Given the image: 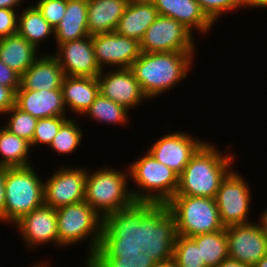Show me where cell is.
Masks as SVG:
<instances>
[{
	"instance_id": "6da1fadb",
	"label": "cell",
	"mask_w": 267,
	"mask_h": 267,
	"mask_svg": "<svg viewBox=\"0 0 267 267\" xmlns=\"http://www.w3.org/2000/svg\"><path fill=\"white\" fill-rule=\"evenodd\" d=\"M127 175L109 168L87 172L84 201L121 237L147 235L150 217L134 201Z\"/></svg>"
},
{
	"instance_id": "7a4b0ae2",
	"label": "cell",
	"mask_w": 267,
	"mask_h": 267,
	"mask_svg": "<svg viewBox=\"0 0 267 267\" xmlns=\"http://www.w3.org/2000/svg\"><path fill=\"white\" fill-rule=\"evenodd\" d=\"M56 217L60 247L92 236L85 263L106 266L115 262L121 236L87 202L58 208Z\"/></svg>"
},
{
	"instance_id": "3957f363",
	"label": "cell",
	"mask_w": 267,
	"mask_h": 267,
	"mask_svg": "<svg viewBox=\"0 0 267 267\" xmlns=\"http://www.w3.org/2000/svg\"><path fill=\"white\" fill-rule=\"evenodd\" d=\"M224 228L214 198L175 195L150 218L147 234L193 237Z\"/></svg>"
},
{
	"instance_id": "277c9868",
	"label": "cell",
	"mask_w": 267,
	"mask_h": 267,
	"mask_svg": "<svg viewBox=\"0 0 267 267\" xmlns=\"http://www.w3.org/2000/svg\"><path fill=\"white\" fill-rule=\"evenodd\" d=\"M140 190H131L138 206L151 218L176 194L179 175L157 161L148 151L128 168ZM147 192H144V191ZM150 191V192H149Z\"/></svg>"
},
{
	"instance_id": "5b68a950",
	"label": "cell",
	"mask_w": 267,
	"mask_h": 267,
	"mask_svg": "<svg viewBox=\"0 0 267 267\" xmlns=\"http://www.w3.org/2000/svg\"><path fill=\"white\" fill-rule=\"evenodd\" d=\"M193 53L141 52L130 69L148 100L168 91L188 75L193 61Z\"/></svg>"
},
{
	"instance_id": "8992f818",
	"label": "cell",
	"mask_w": 267,
	"mask_h": 267,
	"mask_svg": "<svg viewBox=\"0 0 267 267\" xmlns=\"http://www.w3.org/2000/svg\"><path fill=\"white\" fill-rule=\"evenodd\" d=\"M232 160V155L225 156L205 142L179 175L175 195L215 198L221 182L231 171Z\"/></svg>"
},
{
	"instance_id": "52a82bcc",
	"label": "cell",
	"mask_w": 267,
	"mask_h": 267,
	"mask_svg": "<svg viewBox=\"0 0 267 267\" xmlns=\"http://www.w3.org/2000/svg\"><path fill=\"white\" fill-rule=\"evenodd\" d=\"M4 221L16 223L44 205V182L33 167L6 168Z\"/></svg>"
},
{
	"instance_id": "ba28073f",
	"label": "cell",
	"mask_w": 267,
	"mask_h": 267,
	"mask_svg": "<svg viewBox=\"0 0 267 267\" xmlns=\"http://www.w3.org/2000/svg\"><path fill=\"white\" fill-rule=\"evenodd\" d=\"M192 32L170 17L159 15L140 41L143 53L194 52Z\"/></svg>"
},
{
	"instance_id": "9c48e42d",
	"label": "cell",
	"mask_w": 267,
	"mask_h": 267,
	"mask_svg": "<svg viewBox=\"0 0 267 267\" xmlns=\"http://www.w3.org/2000/svg\"><path fill=\"white\" fill-rule=\"evenodd\" d=\"M243 177L234 169L223 179L215 196L221 223L226 228L248 222L250 188Z\"/></svg>"
},
{
	"instance_id": "30bf717a",
	"label": "cell",
	"mask_w": 267,
	"mask_h": 267,
	"mask_svg": "<svg viewBox=\"0 0 267 267\" xmlns=\"http://www.w3.org/2000/svg\"><path fill=\"white\" fill-rule=\"evenodd\" d=\"M261 224H238L225 228L229 257L253 267L267 254V226Z\"/></svg>"
},
{
	"instance_id": "8fae6325",
	"label": "cell",
	"mask_w": 267,
	"mask_h": 267,
	"mask_svg": "<svg viewBox=\"0 0 267 267\" xmlns=\"http://www.w3.org/2000/svg\"><path fill=\"white\" fill-rule=\"evenodd\" d=\"M87 171L61 168L44 183V205L58 209L85 199Z\"/></svg>"
},
{
	"instance_id": "7c38bea8",
	"label": "cell",
	"mask_w": 267,
	"mask_h": 267,
	"mask_svg": "<svg viewBox=\"0 0 267 267\" xmlns=\"http://www.w3.org/2000/svg\"><path fill=\"white\" fill-rule=\"evenodd\" d=\"M115 263L119 267H176L148 235L121 237Z\"/></svg>"
},
{
	"instance_id": "4fadbf2b",
	"label": "cell",
	"mask_w": 267,
	"mask_h": 267,
	"mask_svg": "<svg viewBox=\"0 0 267 267\" xmlns=\"http://www.w3.org/2000/svg\"><path fill=\"white\" fill-rule=\"evenodd\" d=\"M95 59L101 70L108 64L118 68H130L140 56V42L113 31L92 35Z\"/></svg>"
},
{
	"instance_id": "5bb4252c",
	"label": "cell",
	"mask_w": 267,
	"mask_h": 267,
	"mask_svg": "<svg viewBox=\"0 0 267 267\" xmlns=\"http://www.w3.org/2000/svg\"><path fill=\"white\" fill-rule=\"evenodd\" d=\"M57 46L59 51L53 56L65 76L97 77L101 73L95 59L92 35Z\"/></svg>"
},
{
	"instance_id": "9a60e30c",
	"label": "cell",
	"mask_w": 267,
	"mask_h": 267,
	"mask_svg": "<svg viewBox=\"0 0 267 267\" xmlns=\"http://www.w3.org/2000/svg\"><path fill=\"white\" fill-rule=\"evenodd\" d=\"M193 139L188 133L173 132L158 139L148 152L180 175L191 157L205 143L203 140Z\"/></svg>"
},
{
	"instance_id": "2e32d148",
	"label": "cell",
	"mask_w": 267,
	"mask_h": 267,
	"mask_svg": "<svg viewBox=\"0 0 267 267\" xmlns=\"http://www.w3.org/2000/svg\"><path fill=\"white\" fill-rule=\"evenodd\" d=\"M103 73L102 70L97 76L99 93L113 102L131 109L147 98L130 68H116L106 75Z\"/></svg>"
},
{
	"instance_id": "e0dca14e",
	"label": "cell",
	"mask_w": 267,
	"mask_h": 267,
	"mask_svg": "<svg viewBox=\"0 0 267 267\" xmlns=\"http://www.w3.org/2000/svg\"><path fill=\"white\" fill-rule=\"evenodd\" d=\"M27 246L52 242L59 245L56 209L43 205L23 216L15 223Z\"/></svg>"
},
{
	"instance_id": "ac0fdd59",
	"label": "cell",
	"mask_w": 267,
	"mask_h": 267,
	"mask_svg": "<svg viewBox=\"0 0 267 267\" xmlns=\"http://www.w3.org/2000/svg\"><path fill=\"white\" fill-rule=\"evenodd\" d=\"M15 106L37 119L66 117L62 90H17Z\"/></svg>"
},
{
	"instance_id": "d6986e66",
	"label": "cell",
	"mask_w": 267,
	"mask_h": 267,
	"mask_svg": "<svg viewBox=\"0 0 267 267\" xmlns=\"http://www.w3.org/2000/svg\"><path fill=\"white\" fill-rule=\"evenodd\" d=\"M65 74L57 59L51 55L38 57L21 75L18 90L61 89Z\"/></svg>"
},
{
	"instance_id": "ffe728a7",
	"label": "cell",
	"mask_w": 267,
	"mask_h": 267,
	"mask_svg": "<svg viewBox=\"0 0 267 267\" xmlns=\"http://www.w3.org/2000/svg\"><path fill=\"white\" fill-rule=\"evenodd\" d=\"M174 262L176 267H206L200 247L187 236L174 234H147Z\"/></svg>"
},
{
	"instance_id": "44dd1931",
	"label": "cell",
	"mask_w": 267,
	"mask_h": 267,
	"mask_svg": "<svg viewBox=\"0 0 267 267\" xmlns=\"http://www.w3.org/2000/svg\"><path fill=\"white\" fill-rule=\"evenodd\" d=\"M159 15L170 17L183 24L191 32L196 28L207 32L214 25L203 13L197 0H152Z\"/></svg>"
},
{
	"instance_id": "7402d4cb",
	"label": "cell",
	"mask_w": 267,
	"mask_h": 267,
	"mask_svg": "<svg viewBox=\"0 0 267 267\" xmlns=\"http://www.w3.org/2000/svg\"><path fill=\"white\" fill-rule=\"evenodd\" d=\"M158 16L152 0H130L115 32L140 42L145 31Z\"/></svg>"
},
{
	"instance_id": "603a6c76",
	"label": "cell",
	"mask_w": 267,
	"mask_h": 267,
	"mask_svg": "<svg viewBox=\"0 0 267 267\" xmlns=\"http://www.w3.org/2000/svg\"><path fill=\"white\" fill-rule=\"evenodd\" d=\"M129 2L130 0H88L89 35L115 31Z\"/></svg>"
},
{
	"instance_id": "cb8c5ba5",
	"label": "cell",
	"mask_w": 267,
	"mask_h": 267,
	"mask_svg": "<svg viewBox=\"0 0 267 267\" xmlns=\"http://www.w3.org/2000/svg\"><path fill=\"white\" fill-rule=\"evenodd\" d=\"M65 106L85 114L99 94L97 77L65 76L61 86Z\"/></svg>"
},
{
	"instance_id": "d4e9b609",
	"label": "cell",
	"mask_w": 267,
	"mask_h": 267,
	"mask_svg": "<svg viewBox=\"0 0 267 267\" xmlns=\"http://www.w3.org/2000/svg\"><path fill=\"white\" fill-rule=\"evenodd\" d=\"M88 0H66L65 15L54 29L57 45L89 36Z\"/></svg>"
},
{
	"instance_id": "484cf974",
	"label": "cell",
	"mask_w": 267,
	"mask_h": 267,
	"mask_svg": "<svg viewBox=\"0 0 267 267\" xmlns=\"http://www.w3.org/2000/svg\"><path fill=\"white\" fill-rule=\"evenodd\" d=\"M37 50L18 33L0 38V60L20 76L38 58Z\"/></svg>"
},
{
	"instance_id": "4316f807",
	"label": "cell",
	"mask_w": 267,
	"mask_h": 267,
	"mask_svg": "<svg viewBox=\"0 0 267 267\" xmlns=\"http://www.w3.org/2000/svg\"><path fill=\"white\" fill-rule=\"evenodd\" d=\"M17 33L35 48H38L39 42L46 40L51 34L54 35V28L43 18L38 8L33 5L24 9L18 16Z\"/></svg>"
},
{
	"instance_id": "83f0119b",
	"label": "cell",
	"mask_w": 267,
	"mask_h": 267,
	"mask_svg": "<svg viewBox=\"0 0 267 267\" xmlns=\"http://www.w3.org/2000/svg\"><path fill=\"white\" fill-rule=\"evenodd\" d=\"M30 149L28 141L0 127V155L3 156L0 166L6 168L30 166L31 163L27 159Z\"/></svg>"
},
{
	"instance_id": "f1b7e54d",
	"label": "cell",
	"mask_w": 267,
	"mask_h": 267,
	"mask_svg": "<svg viewBox=\"0 0 267 267\" xmlns=\"http://www.w3.org/2000/svg\"><path fill=\"white\" fill-rule=\"evenodd\" d=\"M200 247L201 259L206 267H217L229 257L228 239L225 228L212 233L199 234L191 237Z\"/></svg>"
},
{
	"instance_id": "f546056e",
	"label": "cell",
	"mask_w": 267,
	"mask_h": 267,
	"mask_svg": "<svg viewBox=\"0 0 267 267\" xmlns=\"http://www.w3.org/2000/svg\"><path fill=\"white\" fill-rule=\"evenodd\" d=\"M128 112L123 105L117 104L99 93L85 114L97 122L123 125L128 122Z\"/></svg>"
},
{
	"instance_id": "4dcf8cb0",
	"label": "cell",
	"mask_w": 267,
	"mask_h": 267,
	"mask_svg": "<svg viewBox=\"0 0 267 267\" xmlns=\"http://www.w3.org/2000/svg\"><path fill=\"white\" fill-rule=\"evenodd\" d=\"M75 121L67 119L59 128L58 134L49 145L58 154H70L81 144L83 137L82 129L78 128Z\"/></svg>"
},
{
	"instance_id": "1f68e13d",
	"label": "cell",
	"mask_w": 267,
	"mask_h": 267,
	"mask_svg": "<svg viewBox=\"0 0 267 267\" xmlns=\"http://www.w3.org/2000/svg\"><path fill=\"white\" fill-rule=\"evenodd\" d=\"M7 113L12 116L4 128L31 144L38 119L16 106H13Z\"/></svg>"
},
{
	"instance_id": "d6a6232c",
	"label": "cell",
	"mask_w": 267,
	"mask_h": 267,
	"mask_svg": "<svg viewBox=\"0 0 267 267\" xmlns=\"http://www.w3.org/2000/svg\"><path fill=\"white\" fill-rule=\"evenodd\" d=\"M66 120L67 117L59 116L38 119L30 146H36L40 143L50 145Z\"/></svg>"
},
{
	"instance_id": "836d02e7",
	"label": "cell",
	"mask_w": 267,
	"mask_h": 267,
	"mask_svg": "<svg viewBox=\"0 0 267 267\" xmlns=\"http://www.w3.org/2000/svg\"><path fill=\"white\" fill-rule=\"evenodd\" d=\"M197 2L213 24L219 16L226 14L227 11L248 6V0H197Z\"/></svg>"
},
{
	"instance_id": "e575fe53",
	"label": "cell",
	"mask_w": 267,
	"mask_h": 267,
	"mask_svg": "<svg viewBox=\"0 0 267 267\" xmlns=\"http://www.w3.org/2000/svg\"><path fill=\"white\" fill-rule=\"evenodd\" d=\"M35 6L55 29L65 15L66 0H39Z\"/></svg>"
},
{
	"instance_id": "d590c367",
	"label": "cell",
	"mask_w": 267,
	"mask_h": 267,
	"mask_svg": "<svg viewBox=\"0 0 267 267\" xmlns=\"http://www.w3.org/2000/svg\"><path fill=\"white\" fill-rule=\"evenodd\" d=\"M18 13L16 10L0 9V38L8 37L17 33Z\"/></svg>"
},
{
	"instance_id": "8d00e7d4",
	"label": "cell",
	"mask_w": 267,
	"mask_h": 267,
	"mask_svg": "<svg viewBox=\"0 0 267 267\" xmlns=\"http://www.w3.org/2000/svg\"><path fill=\"white\" fill-rule=\"evenodd\" d=\"M21 76L0 60V85L12 88L15 92L20 87Z\"/></svg>"
},
{
	"instance_id": "74e56055",
	"label": "cell",
	"mask_w": 267,
	"mask_h": 267,
	"mask_svg": "<svg viewBox=\"0 0 267 267\" xmlns=\"http://www.w3.org/2000/svg\"><path fill=\"white\" fill-rule=\"evenodd\" d=\"M16 92L9 87L0 85V114L7 112L15 106Z\"/></svg>"
},
{
	"instance_id": "f35d334b",
	"label": "cell",
	"mask_w": 267,
	"mask_h": 267,
	"mask_svg": "<svg viewBox=\"0 0 267 267\" xmlns=\"http://www.w3.org/2000/svg\"><path fill=\"white\" fill-rule=\"evenodd\" d=\"M5 172L6 167L0 166V220L4 221V205H5Z\"/></svg>"
},
{
	"instance_id": "ab89813d",
	"label": "cell",
	"mask_w": 267,
	"mask_h": 267,
	"mask_svg": "<svg viewBox=\"0 0 267 267\" xmlns=\"http://www.w3.org/2000/svg\"><path fill=\"white\" fill-rule=\"evenodd\" d=\"M217 267H251L247 266L244 263L239 262L233 258H225Z\"/></svg>"
},
{
	"instance_id": "60d3db41",
	"label": "cell",
	"mask_w": 267,
	"mask_h": 267,
	"mask_svg": "<svg viewBox=\"0 0 267 267\" xmlns=\"http://www.w3.org/2000/svg\"><path fill=\"white\" fill-rule=\"evenodd\" d=\"M22 0H0V9L1 8H8V9H13L16 10L15 7L17 5H20L19 3Z\"/></svg>"
},
{
	"instance_id": "b9f144b4",
	"label": "cell",
	"mask_w": 267,
	"mask_h": 267,
	"mask_svg": "<svg viewBox=\"0 0 267 267\" xmlns=\"http://www.w3.org/2000/svg\"><path fill=\"white\" fill-rule=\"evenodd\" d=\"M267 7V0H248V7Z\"/></svg>"
},
{
	"instance_id": "7bdbcfd3",
	"label": "cell",
	"mask_w": 267,
	"mask_h": 267,
	"mask_svg": "<svg viewBox=\"0 0 267 267\" xmlns=\"http://www.w3.org/2000/svg\"><path fill=\"white\" fill-rule=\"evenodd\" d=\"M253 267H267V254Z\"/></svg>"
},
{
	"instance_id": "ee69618b",
	"label": "cell",
	"mask_w": 267,
	"mask_h": 267,
	"mask_svg": "<svg viewBox=\"0 0 267 267\" xmlns=\"http://www.w3.org/2000/svg\"><path fill=\"white\" fill-rule=\"evenodd\" d=\"M86 266L87 267H105V265H101V264H89V263H86Z\"/></svg>"
},
{
	"instance_id": "f6af8a7d",
	"label": "cell",
	"mask_w": 267,
	"mask_h": 267,
	"mask_svg": "<svg viewBox=\"0 0 267 267\" xmlns=\"http://www.w3.org/2000/svg\"><path fill=\"white\" fill-rule=\"evenodd\" d=\"M262 219L265 221V223H266V226H267V209L263 212V214H262Z\"/></svg>"
},
{
	"instance_id": "bcb514c9",
	"label": "cell",
	"mask_w": 267,
	"mask_h": 267,
	"mask_svg": "<svg viewBox=\"0 0 267 267\" xmlns=\"http://www.w3.org/2000/svg\"><path fill=\"white\" fill-rule=\"evenodd\" d=\"M105 267H119L115 262L107 264Z\"/></svg>"
},
{
	"instance_id": "7dc6e473",
	"label": "cell",
	"mask_w": 267,
	"mask_h": 267,
	"mask_svg": "<svg viewBox=\"0 0 267 267\" xmlns=\"http://www.w3.org/2000/svg\"><path fill=\"white\" fill-rule=\"evenodd\" d=\"M32 267H47V265H45V264L44 265H41V263H40L39 265L37 264L36 266L34 265Z\"/></svg>"
}]
</instances>
